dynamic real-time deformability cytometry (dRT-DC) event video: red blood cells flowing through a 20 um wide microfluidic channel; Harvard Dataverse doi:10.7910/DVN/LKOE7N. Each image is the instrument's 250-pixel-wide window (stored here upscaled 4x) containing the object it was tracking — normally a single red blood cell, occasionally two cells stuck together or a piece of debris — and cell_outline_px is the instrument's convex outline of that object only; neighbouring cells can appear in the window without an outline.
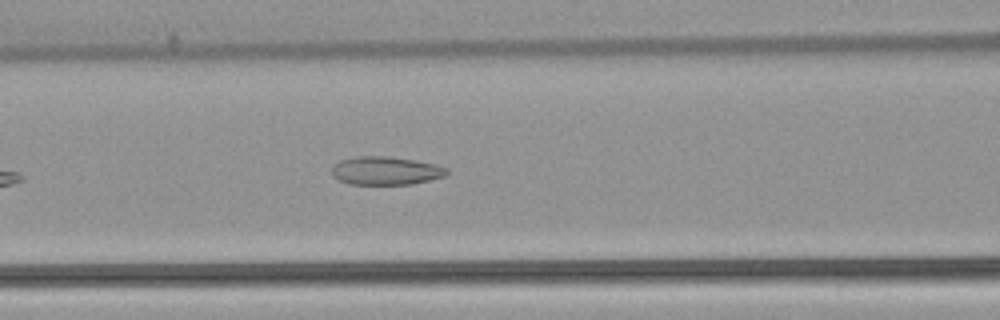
{"species": "common noctule bat (a hibernating species)", "species_latin": "Nyctalus noctula", "temperature_condition": "warm", "stored_images_in_passage": 35, "camera_frame_rate_fps": 3000, "um_per_image_px": 0.085, "animal": {"sex": "female", "body_mass_g": 22.7, "forearm_length_mm": 54.2}, "frame": {"image": 1, "passage_image": 10, "time_ms": 3.0, "image_size_px": [1000, 320], "cell_outline_px": [[448, 172], [444, 176], [412, 184], [348, 184], [332, 176], [332, 164], [340, 160], [356, 156], [384, 156], [412, 160], [436, 164], [448, 168]], "centroid_in_image_um": [32.75, 14.51], "position_along_channel_um": 133.9, "area_um2": 18.9}}
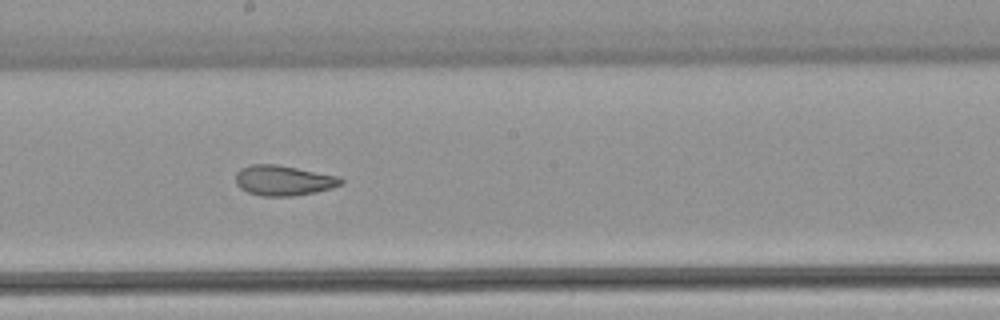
{"frame": {"image": 2, "passage_image": 17, "time_ms": 5.333, "image_size_px": [1000, 320], "cell_outline_px": [[344, 180], [340, 184], [332, 188], [316, 192], [292, 196], [260, 196], [248, 192], [240, 188], [236, 184], [236, 172], [240, 168], [252, 164], [276, 164], [340, 176]], "centroid_in_image_um": [24.08, 15.33], "position_along_channel_um": 224.1, "area_um2": 18.61}}
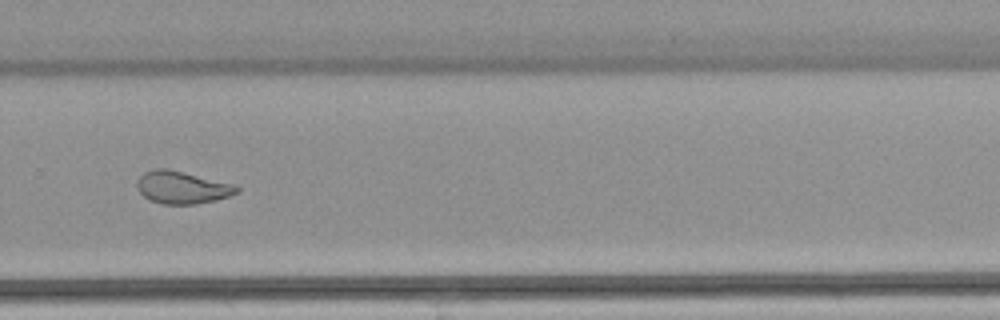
{"frame": {"image": 3, "passage_image": 24, "time_ms": 7.667, "image_size_px": [1000, 320], "cell_outline_px": [[240, 192], [232, 196], [216, 200], [196, 204], [160, 204], [148, 200], [140, 192], [136, 184], [136, 180], [144, 172], [156, 168], [168, 168], [232, 184], [240, 188]], "centroid_in_image_um": [15.47, 15.94], "position_along_channel_um": 314.3, "area_um2": 19.02}, "authors_computed_cell_mechanics": {"area_um2": 19.1318, "velocity_mm_per_s": 3.875, "shape_relaxation_time_tau1_ms": null, "shape_relaxation_time_tau2_ms": 1.8873, "deformation_change_tau1": null, "deformation_change_tau2": 0.0781}}